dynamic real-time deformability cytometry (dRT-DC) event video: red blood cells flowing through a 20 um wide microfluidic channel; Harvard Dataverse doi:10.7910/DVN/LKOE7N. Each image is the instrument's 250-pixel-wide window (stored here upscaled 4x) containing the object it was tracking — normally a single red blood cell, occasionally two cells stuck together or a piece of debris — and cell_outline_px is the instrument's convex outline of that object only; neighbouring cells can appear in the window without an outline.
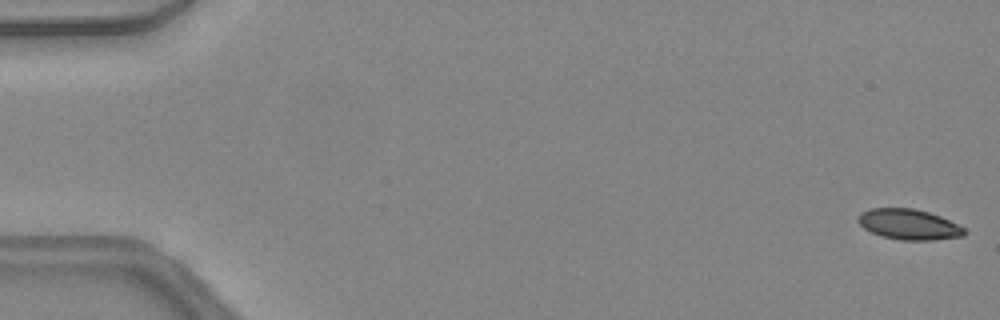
{"species": "common noctule bat (a hibernating species)", "species_latin": "Nyctalus noctula", "temperature_condition": "warm", "stored_images_in_passage": 10, "camera_frame_rate_fps": 3000, "um_per_image_px": 0.085, "animal": {"sex": "female", "body_mass_g": 24.6, "forearm_length_mm": 56.2}, "frame": {"image": 1, "passage_image": 1, "time_ms": 0.0, "image_size_px": [1000, 320], "cell_outline_px": [[964, 236], [932, 240], [900, 240], [880, 236], [864, 228], [856, 220], [860, 212], [868, 208], [912, 208], [928, 212], [940, 216], [964, 228]], "centroid_in_image_um": [77.19, 19.07], "position_along_channel_um": 7.8, "area_um2": 18.84}}